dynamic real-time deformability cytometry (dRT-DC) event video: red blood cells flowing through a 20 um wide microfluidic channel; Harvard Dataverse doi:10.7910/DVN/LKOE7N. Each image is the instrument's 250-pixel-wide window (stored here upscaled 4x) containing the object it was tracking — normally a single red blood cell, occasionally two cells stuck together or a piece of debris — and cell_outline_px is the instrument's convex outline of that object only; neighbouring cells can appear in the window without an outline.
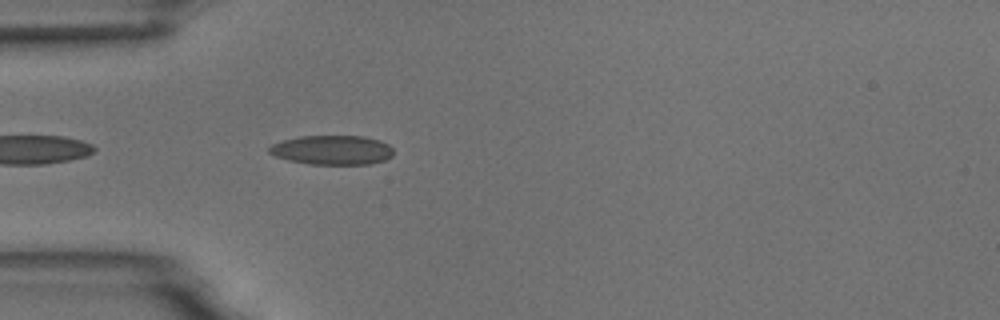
{"species": "common noctule bat (a hibernating species)", "species_latin": "Nyctalus noctula", "temperature_condition": "room temperature", "stored_images_in_passage": 18, "camera_frame_rate_fps": 3000, "um_per_image_px": 0.085, "animal": {"sex": "male", "body_mass_g": 18.8}, "frame": {"image": 1, "passage_image": 3, "time_ms": 0.667, "image_size_px": [1000, 320], "cell_outline_px": [[392, 156], [384, 160], [368, 164], [308, 164], [288, 160], [276, 156], [268, 152], [268, 148], [272, 144], [284, 140], [300, 136], [364, 136], [380, 140], [388, 144], [392, 148]], "centroid_in_image_um": [28.23, 12.75], "position_along_channel_um": 56.8, "area_um2": 21.21}}